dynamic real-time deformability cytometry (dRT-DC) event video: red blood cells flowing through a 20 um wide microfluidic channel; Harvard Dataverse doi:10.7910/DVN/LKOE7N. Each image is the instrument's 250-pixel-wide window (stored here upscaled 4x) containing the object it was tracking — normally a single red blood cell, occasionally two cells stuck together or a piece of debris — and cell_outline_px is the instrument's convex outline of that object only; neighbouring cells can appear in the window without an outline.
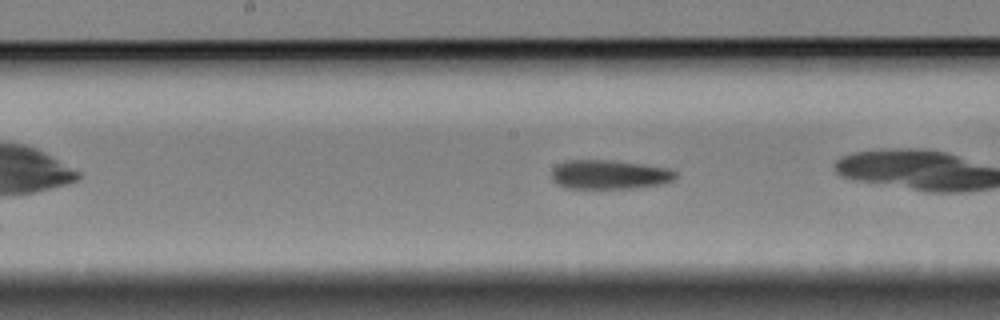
{"species": "Egyptian fruit bat (a non-hibernating species)", "species_latin": "Rousettus aegyptiacus", "temperature_condition": "cold", "stored_images_in_passage": 30, "camera_frame_rate_fps": 3000, "um_per_image_px": 0.085, "animal": {"sex": "female"}, "frame": {"image": 1, "passage_image": 13, "time_ms": 4.0, "image_size_px": [1000, 320], "cell_outline_px": [[676, 176], [668, 184], [632, 188], [564, 188], [556, 184], [552, 180], [552, 168], [556, 164], [564, 160], [612, 160], [668, 168], [676, 172]], "centroid_in_image_um": [51.77, 14.84], "position_along_channel_um": 196.4, "area_um2": 21.33}}